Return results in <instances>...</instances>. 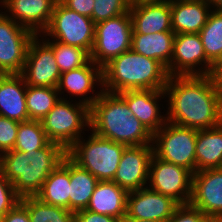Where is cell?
<instances>
[{
  "label": "cell",
  "instance_id": "obj_28",
  "mask_svg": "<svg viewBox=\"0 0 222 222\" xmlns=\"http://www.w3.org/2000/svg\"><path fill=\"white\" fill-rule=\"evenodd\" d=\"M199 35L206 58L217 67L222 61V10H211Z\"/></svg>",
  "mask_w": 222,
  "mask_h": 222
},
{
  "label": "cell",
  "instance_id": "obj_13",
  "mask_svg": "<svg viewBox=\"0 0 222 222\" xmlns=\"http://www.w3.org/2000/svg\"><path fill=\"white\" fill-rule=\"evenodd\" d=\"M41 36L35 35L30 41L21 75L28 86L57 88L61 71L53 49L43 39H39Z\"/></svg>",
  "mask_w": 222,
  "mask_h": 222
},
{
  "label": "cell",
  "instance_id": "obj_27",
  "mask_svg": "<svg viewBox=\"0 0 222 222\" xmlns=\"http://www.w3.org/2000/svg\"><path fill=\"white\" fill-rule=\"evenodd\" d=\"M98 179L70 158L69 210L86 209Z\"/></svg>",
  "mask_w": 222,
  "mask_h": 222
},
{
  "label": "cell",
  "instance_id": "obj_40",
  "mask_svg": "<svg viewBox=\"0 0 222 222\" xmlns=\"http://www.w3.org/2000/svg\"><path fill=\"white\" fill-rule=\"evenodd\" d=\"M214 77H215L217 83L222 88V61L217 65L215 72H214Z\"/></svg>",
  "mask_w": 222,
  "mask_h": 222
},
{
  "label": "cell",
  "instance_id": "obj_3",
  "mask_svg": "<svg viewBox=\"0 0 222 222\" xmlns=\"http://www.w3.org/2000/svg\"><path fill=\"white\" fill-rule=\"evenodd\" d=\"M90 131L125 146L152 145L153 135L115 93L102 91L89 107Z\"/></svg>",
  "mask_w": 222,
  "mask_h": 222
},
{
  "label": "cell",
  "instance_id": "obj_1",
  "mask_svg": "<svg viewBox=\"0 0 222 222\" xmlns=\"http://www.w3.org/2000/svg\"><path fill=\"white\" fill-rule=\"evenodd\" d=\"M164 90L168 122L196 130L222 123V88L214 74L169 76Z\"/></svg>",
  "mask_w": 222,
  "mask_h": 222
},
{
  "label": "cell",
  "instance_id": "obj_8",
  "mask_svg": "<svg viewBox=\"0 0 222 222\" xmlns=\"http://www.w3.org/2000/svg\"><path fill=\"white\" fill-rule=\"evenodd\" d=\"M95 23L90 17L81 15L56 2L49 26L42 32L65 45L84 49L89 55L94 45Z\"/></svg>",
  "mask_w": 222,
  "mask_h": 222
},
{
  "label": "cell",
  "instance_id": "obj_10",
  "mask_svg": "<svg viewBox=\"0 0 222 222\" xmlns=\"http://www.w3.org/2000/svg\"><path fill=\"white\" fill-rule=\"evenodd\" d=\"M35 35L0 12V73L21 74L30 41Z\"/></svg>",
  "mask_w": 222,
  "mask_h": 222
},
{
  "label": "cell",
  "instance_id": "obj_25",
  "mask_svg": "<svg viewBox=\"0 0 222 222\" xmlns=\"http://www.w3.org/2000/svg\"><path fill=\"white\" fill-rule=\"evenodd\" d=\"M69 193L70 157L67 155L62 163L49 174L35 197L46 204L69 210Z\"/></svg>",
  "mask_w": 222,
  "mask_h": 222
},
{
  "label": "cell",
  "instance_id": "obj_43",
  "mask_svg": "<svg viewBox=\"0 0 222 222\" xmlns=\"http://www.w3.org/2000/svg\"><path fill=\"white\" fill-rule=\"evenodd\" d=\"M130 5L135 4V3H139V2H143V0H126Z\"/></svg>",
  "mask_w": 222,
  "mask_h": 222
},
{
  "label": "cell",
  "instance_id": "obj_36",
  "mask_svg": "<svg viewBox=\"0 0 222 222\" xmlns=\"http://www.w3.org/2000/svg\"><path fill=\"white\" fill-rule=\"evenodd\" d=\"M167 222H214L190 204H180Z\"/></svg>",
  "mask_w": 222,
  "mask_h": 222
},
{
  "label": "cell",
  "instance_id": "obj_24",
  "mask_svg": "<svg viewBox=\"0 0 222 222\" xmlns=\"http://www.w3.org/2000/svg\"><path fill=\"white\" fill-rule=\"evenodd\" d=\"M174 37L173 31L150 34L132 33L131 50L161 62L167 68L173 53Z\"/></svg>",
  "mask_w": 222,
  "mask_h": 222
},
{
  "label": "cell",
  "instance_id": "obj_45",
  "mask_svg": "<svg viewBox=\"0 0 222 222\" xmlns=\"http://www.w3.org/2000/svg\"><path fill=\"white\" fill-rule=\"evenodd\" d=\"M155 1H165V0H143V2H155Z\"/></svg>",
  "mask_w": 222,
  "mask_h": 222
},
{
  "label": "cell",
  "instance_id": "obj_15",
  "mask_svg": "<svg viewBox=\"0 0 222 222\" xmlns=\"http://www.w3.org/2000/svg\"><path fill=\"white\" fill-rule=\"evenodd\" d=\"M152 156V145L127 146L112 181L128 192L146 187Z\"/></svg>",
  "mask_w": 222,
  "mask_h": 222
},
{
  "label": "cell",
  "instance_id": "obj_22",
  "mask_svg": "<svg viewBox=\"0 0 222 222\" xmlns=\"http://www.w3.org/2000/svg\"><path fill=\"white\" fill-rule=\"evenodd\" d=\"M171 3V25L175 34L199 33L212 9L207 0H181Z\"/></svg>",
  "mask_w": 222,
  "mask_h": 222
},
{
  "label": "cell",
  "instance_id": "obj_33",
  "mask_svg": "<svg viewBox=\"0 0 222 222\" xmlns=\"http://www.w3.org/2000/svg\"><path fill=\"white\" fill-rule=\"evenodd\" d=\"M129 7L130 4L126 0H94L91 19L96 24L127 13Z\"/></svg>",
  "mask_w": 222,
  "mask_h": 222
},
{
  "label": "cell",
  "instance_id": "obj_44",
  "mask_svg": "<svg viewBox=\"0 0 222 222\" xmlns=\"http://www.w3.org/2000/svg\"><path fill=\"white\" fill-rule=\"evenodd\" d=\"M54 222H74V219H61V221H54Z\"/></svg>",
  "mask_w": 222,
  "mask_h": 222
},
{
  "label": "cell",
  "instance_id": "obj_34",
  "mask_svg": "<svg viewBox=\"0 0 222 222\" xmlns=\"http://www.w3.org/2000/svg\"><path fill=\"white\" fill-rule=\"evenodd\" d=\"M19 123L0 116V155L14 149Z\"/></svg>",
  "mask_w": 222,
  "mask_h": 222
},
{
  "label": "cell",
  "instance_id": "obj_2",
  "mask_svg": "<svg viewBox=\"0 0 222 222\" xmlns=\"http://www.w3.org/2000/svg\"><path fill=\"white\" fill-rule=\"evenodd\" d=\"M66 156L67 150L54 142L32 152L12 149L0 155V173L12 183L20 198L35 196Z\"/></svg>",
  "mask_w": 222,
  "mask_h": 222
},
{
  "label": "cell",
  "instance_id": "obj_35",
  "mask_svg": "<svg viewBox=\"0 0 222 222\" xmlns=\"http://www.w3.org/2000/svg\"><path fill=\"white\" fill-rule=\"evenodd\" d=\"M19 201L12 183L0 173V221Z\"/></svg>",
  "mask_w": 222,
  "mask_h": 222
},
{
  "label": "cell",
  "instance_id": "obj_9",
  "mask_svg": "<svg viewBox=\"0 0 222 222\" xmlns=\"http://www.w3.org/2000/svg\"><path fill=\"white\" fill-rule=\"evenodd\" d=\"M132 31L129 11L96 23L90 59L103 68L112 59L131 49Z\"/></svg>",
  "mask_w": 222,
  "mask_h": 222
},
{
  "label": "cell",
  "instance_id": "obj_19",
  "mask_svg": "<svg viewBox=\"0 0 222 222\" xmlns=\"http://www.w3.org/2000/svg\"><path fill=\"white\" fill-rule=\"evenodd\" d=\"M56 2V0H0V4L7 12L3 13L36 35H41L49 26Z\"/></svg>",
  "mask_w": 222,
  "mask_h": 222
},
{
  "label": "cell",
  "instance_id": "obj_16",
  "mask_svg": "<svg viewBox=\"0 0 222 222\" xmlns=\"http://www.w3.org/2000/svg\"><path fill=\"white\" fill-rule=\"evenodd\" d=\"M179 205L172 197L146 186L128 193L125 218L167 222Z\"/></svg>",
  "mask_w": 222,
  "mask_h": 222
},
{
  "label": "cell",
  "instance_id": "obj_26",
  "mask_svg": "<svg viewBox=\"0 0 222 222\" xmlns=\"http://www.w3.org/2000/svg\"><path fill=\"white\" fill-rule=\"evenodd\" d=\"M196 172L222 168V123L198 130L195 146Z\"/></svg>",
  "mask_w": 222,
  "mask_h": 222
},
{
  "label": "cell",
  "instance_id": "obj_6",
  "mask_svg": "<svg viewBox=\"0 0 222 222\" xmlns=\"http://www.w3.org/2000/svg\"><path fill=\"white\" fill-rule=\"evenodd\" d=\"M41 123L48 140L68 150L82 137L84 127H90L89 107L79 101L71 104L63 96Z\"/></svg>",
  "mask_w": 222,
  "mask_h": 222
},
{
  "label": "cell",
  "instance_id": "obj_5",
  "mask_svg": "<svg viewBox=\"0 0 222 222\" xmlns=\"http://www.w3.org/2000/svg\"><path fill=\"white\" fill-rule=\"evenodd\" d=\"M90 134L88 140L82 136L76 141L67 150V155L98 181H112L127 146L100 137L93 131Z\"/></svg>",
  "mask_w": 222,
  "mask_h": 222
},
{
  "label": "cell",
  "instance_id": "obj_11",
  "mask_svg": "<svg viewBox=\"0 0 222 222\" xmlns=\"http://www.w3.org/2000/svg\"><path fill=\"white\" fill-rule=\"evenodd\" d=\"M215 69L206 58L199 33L175 34L173 53L167 66L169 76L210 75Z\"/></svg>",
  "mask_w": 222,
  "mask_h": 222
},
{
  "label": "cell",
  "instance_id": "obj_31",
  "mask_svg": "<svg viewBox=\"0 0 222 222\" xmlns=\"http://www.w3.org/2000/svg\"><path fill=\"white\" fill-rule=\"evenodd\" d=\"M27 208L31 222H54L61 219H74V212L63 207L46 204L35 196L20 198Z\"/></svg>",
  "mask_w": 222,
  "mask_h": 222
},
{
  "label": "cell",
  "instance_id": "obj_32",
  "mask_svg": "<svg viewBox=\"0 0 222 222\" xmlns=\"http://www.w3.org/2000/svg\"><path fill=\"white\" fill-rule=\"evenodd\" d=\"M43 40L53 49L61 74L80 68L90 60V55L82 48L65 45L55 40L50 41L49 38Z\"/></svg>",
  "mask_w": 222,
  "mask_h": 222
},
{
  "label": "cell",
  "instance_id": "obj_42",
  "mask_svg": "<svg viewBox=\"0 0 222 222\" xmlns=\"http://www.w3.org/2000/svg\"><path fill=\"white\" fill-rule=\"evenodd\" d=\"M121 222H161V221L145 220V219H133V218H124Z\"/></svg>",
  "mask_w": 222,
  "mask_h": 222
},
{
  "label": "cell",
  "instance_id": "obj_17",
  "mask_svg": "<svg viewBox=\"0 0 222 222\" xmlns=\"http://www.w3.org/2000/svg\"><path fill=\"white\" fill-rule=\"evenodd\" d=\"M126 102L133 116L136 117L144 127L153 135L167 122V116L160 113V98H165V90H127L118 93Z\"/></svg>",
  "mask_w": 222,
  "mask_h": 222
},
{
  "label": "cell",
  "instance_id": "obj_12",
  "mask_svg": "<svg viewBox=\"0 0 222 222\" xmlns=\"http://www.w3.org/2000/svg\"><path fill=\"white\" fill-rule=\"evenodd\" d=\"M193 173L185 167L166 162L154 154L149 166V188L172 197L179 204H189Z\"/></svg>",
  "mask_w": 222,
  "mask_h": 222
},
{
  "label": "cell",
  "instance_id": "obj_7",
  "mask_svg": "<svg viewBox=\"0 0 222 222\" xmlns=\"http://www.w3.org/2000/svg\"><path fill=\"white\" fill-rule=\"evenodd\" d=\"M198 130L170 122L153 134V154L166 161L196 172L195 146Z\"/></svg>",
  "mask_w": 222,
  "mask_h": 222
},
{
  "label": "cell",
  "instance_id": "obj_37",
  "mask_svg": "<svg viewBox=\"0 0 222 222\" xmlns=\"http://www.w3.org/2000/svg\"><path fill=\"white\" fill-rule=\"evenodd\" d=\"M74 222H121L119 219L86 209L74 212Z\"/></svg>",
  "mask_w": 222,
  "mask_h": 222
},
{
  "label": "cell",
  "instance_id": "obj_41",
  "mask_svg": "<svg viewBox=\"0 0 222 222\" xmlns=\"http://www.w3.org/2000/svg\"><path fill=\"white\" fill-rule=\"evenodd\" d=\"M214 10H222V0H207Z\"/></svg>",
  "mask_w": 222,
  "mask_h": 222
},
{
  "label": "cell",
  "instance_id": "obj_4",
  "mask_svg": "<svg viewBox=\"0 0 222 222\" xmlns=\"http://www.w3.org/2000/svg\"><path fill=\"white\" fill-rule=\"evenodd\" d=\"M103 91L118 94L127 90H164L169 79L159 61L128 50L102 68Z\"/></svg>",
  "mask_w": 222,
  "mask_h": 222
},
{
  "label": "cell",
  "instance_id": "obj_23",
  "mask_svg": "<svg viewBox=\"0 0 222 222\" xmlns=\"http://www.w3.org/2000/svg\"><path fill=\"white\" fill-rule=\"evenodd\" d=\"M128 193L113 181H98L86 210L122 221L126 217Z\"/></svg>",
  "mask_w": 222,
  "mask_h": 222
},
{
  "label": "cell",
  "instance_id": "obj_14",
  "mask_svg": "<svg viewBox=\"0 0 222 222\" xmlns=\"http://www.w3.org/2000/svg\"><path fill=\"white\" fill-rule=\"evenodd\" d=\"M189 204L213 221L222 222V168L197 171Z\"/></svg>",
  "mask_w": 222,
  "mask_h": 222
},
{
  "label": "cell",
  "instance_id": "obj_20",
  "mask_svg": "<svg viewBox=\"0 0 222 222\" xmlns=\"http://www.w3.org/2000/svg\"><path fill=\"white\" fill-rule=\"evenodd\" d=\"M129 12L132 33L150 34L172 31L170 2H139L130 5Z\"/></svg>",
  "mask_w": 222,
  "mask_h": 222
},
{
  "label": "cell",
  "instance_id": "obj_46",
  "mask_svg": "<svg viewBox=\"0 0 222 222\" xmlns=\"http://www.w3.org/2000/svg\"><path fill=\"white\" fill-rule=\"evenodd\" d=\"M166 2H173V1H181V0H165Z\"/></svg>",
  "mask_w": 222,
  "mask_h": 222
},
{
  "label": "cell",
  "instance_id": "obj_29",
  "mask_svg": "<svg viewBox=\"0 0 222 222\" xmlns=\"http://www.w3.org/2000/svg\"><path fill=\"white\" fill-rule=\"evenodd\" d=\"M55 87L28 86L26 104L29 120H42L62 99Z\"/></svg>",
  "mask_w": 222,
  "mask_h": 222
},
{
  "label": "cell",
  "instance_id": "obj_21",
  "mask_svg": "<svg viewBox=\"0 0 222 222\" xmlns=\"http://www.w3.org/2000/svg\"><path fill=\"white\" fill-rule=\"evenodd\" d=\"M27 85L21 74L0 76V116L18 122L29 120L26 104Z\"/></svg>",
  "mask_w": 222,
  "mask_h": 222
},
{
  "label": "cell",
  "instance_id": "obj_39",
  "mask_svg": "<svg viewBox=\"0 0 222 222\" xmlns=\"http://www.w3.org/2000/svg\"><path fill=\"white\" fill-rule=\"evenodd\" d=\"M61 2L71 10L90 17L94 8V0H61Z\"/></svg>",
  "mask_w": 222,
  "mask_h": 222
},
{
  "label": "cell",
  "instance_id": "obj_18",
  "mask_svg": "<svg viewBox=\"0 0 222 222\" xmlns=\"http://www.w3.org/2000/svg\"><path fill=\"white\" fill-rule=\"evenodd\" d=\"M102 83V68L90 59L84 66L62 73L57 90L59 95H64L63 93L66 91L73 97L81 96L82 99H79V102L90 107L100 97L103 91ZM95 85H100V91L97 94H93ZM91 92L93 95L88 97L87 94Z\"/></svg>",
  "mask_w": 222,
  "mask_h": 222
},
{
  "label": "cell",
  "instance_id": "obj_38",
  "mask_svg": "<svg viewBox=\"0 0 222 222\" xmlns=\"http://www.w3.org/2000/svg\"><path fill=\"white\" fill-rule=\"evenodd\" d=\"M0 222H31L27 208L19 201Z\"/></svg>",
  "mask_w": 222,
  "mask_h": 222
},
{
  "label": "cell",
  "instance_id": "obj_30",
  "mask_svg": "<svg viewBox=\"0 0 222 222\" xmlns=\"http://www.w3.org/2000/svg\"><path fill=\"white\" fill-rule=\"evenodd\" d=\"M49 142L41 121L28 120L19 123L14 150L32 152L44 148Z\"/></svg>",
  "mask_w": 222,
  "mask_h": 222
}]
</instances>
